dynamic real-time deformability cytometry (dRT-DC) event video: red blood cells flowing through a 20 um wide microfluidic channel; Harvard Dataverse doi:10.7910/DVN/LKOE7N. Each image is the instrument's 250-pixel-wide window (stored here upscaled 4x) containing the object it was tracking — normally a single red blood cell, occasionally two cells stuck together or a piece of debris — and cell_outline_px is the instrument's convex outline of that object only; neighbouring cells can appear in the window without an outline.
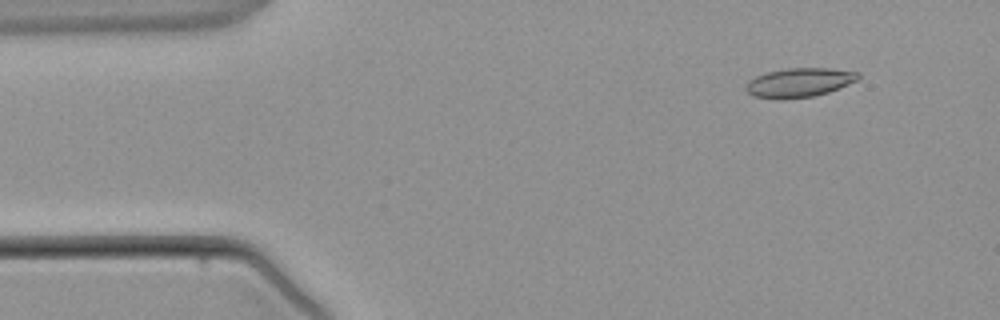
{"species": "common noctule bat (a hibernating species)", "species_latin": "Nyctalus noctula", "temperature_condition": "warm", "stored_images_in_passage": 5, "camera_frame_rate_fps": 3000, "um_per_image_px": 0.085, "animal": {"sex": "male", "body_mass_g": 21.5, "forearm_length_mm": 52.0}, "frame": {"image": 1, "passage_image": 1, "time_ms": 0.0, "image_size_px": [1000, 320], "cell_outline_px": [[860, 76], [856, 80], [848, 84], [828, 92], [812, 96], [784, 100], [776, 100], [752, 96], [744, 88], [744, 84], [748, 80], [764, 72], [788, 68], [832, 68], [860, 72]], "centroid_in_image_um": [67.87, 7.02], "position_along_channel_um": 17.1, "area_um2": 19.42}}